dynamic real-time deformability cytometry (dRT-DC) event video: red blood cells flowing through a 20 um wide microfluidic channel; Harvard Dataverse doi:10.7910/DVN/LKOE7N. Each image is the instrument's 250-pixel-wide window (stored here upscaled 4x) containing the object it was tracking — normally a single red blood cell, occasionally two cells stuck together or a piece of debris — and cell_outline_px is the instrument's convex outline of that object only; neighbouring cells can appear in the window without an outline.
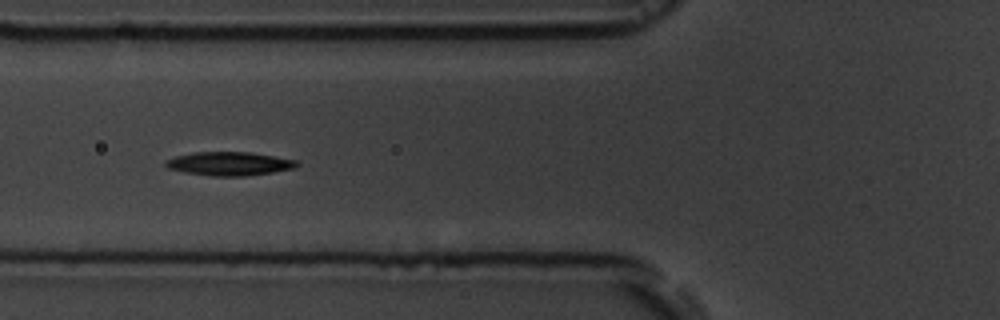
{"species": "common noctule bat (a hibernating species)", "species_latin": "Nyctalus noctula", "temperature_condition": "room temperature", "stored_images_in_passage": 8, "camera_frame_rate_fps": 3000, "um_per_image_px": 0.085, "animal": {"sex": "male", "body_mass_g": 19.5, "forearm_length_mm": 54.6}, "frame": {"image": 1, "passage_image": 3, "time_ms": 2.333, "image_size_px": [1000, 320], "cell_outline_px": [[300, 164], [296, 168], [272, 172], [244, 176], [212, 176], [184, 172], [168, 168], [164, 164], [164, 160], [176, 156], [192, 152], [248, 152], [296, 160]], "centroid_in_image_um": [19.46, 13.91], "position_along_channel_um": 106.3, "area_um2": 18.03}}
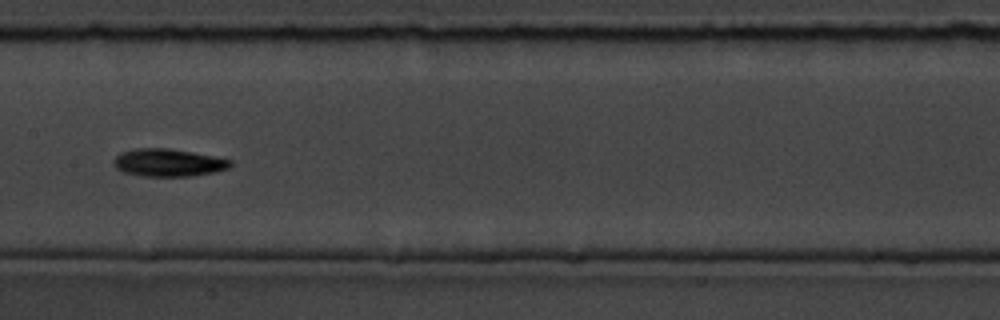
{"frame": {"image": 2, "passage_image": 5, "time_ms": 4.667, "image_size_px": [1000, 320], "cell_outline_px": [[232, 164], [228, 168], [216, 172], [192, 176], [144, 176], [124, 172], [116, 168], [112, 164], [112, 160], [120, 152], [136, 148], [168, 148], [192, 152], [232, 160]], "centroid_in_image_um": [14.28, 13.82], "position_along_channel_um": 193.1, "area_um2": 18.84}}
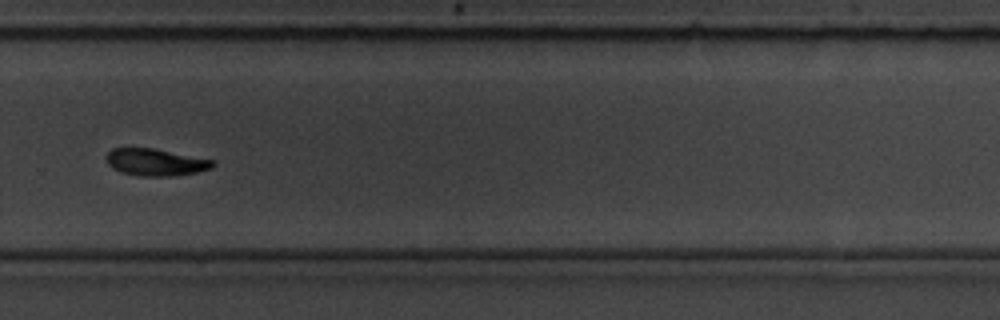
{"frame": {"image": 3, "passage_image": 8, "time_ms": 8.0, "image_size_px": [1000, 320], "cell_outline_px": [[216, 164], [212, 168], [196, 172], [172, 176], [140, 176], [120, 172], [112, 168], [108, 164], [104, 156], [112, 148], [152, 148], [212, 160]], "centroid_in_image_um": [13.17, 13.79], "position_along_channel_um": 316.6, "area_um2": 16.7}}